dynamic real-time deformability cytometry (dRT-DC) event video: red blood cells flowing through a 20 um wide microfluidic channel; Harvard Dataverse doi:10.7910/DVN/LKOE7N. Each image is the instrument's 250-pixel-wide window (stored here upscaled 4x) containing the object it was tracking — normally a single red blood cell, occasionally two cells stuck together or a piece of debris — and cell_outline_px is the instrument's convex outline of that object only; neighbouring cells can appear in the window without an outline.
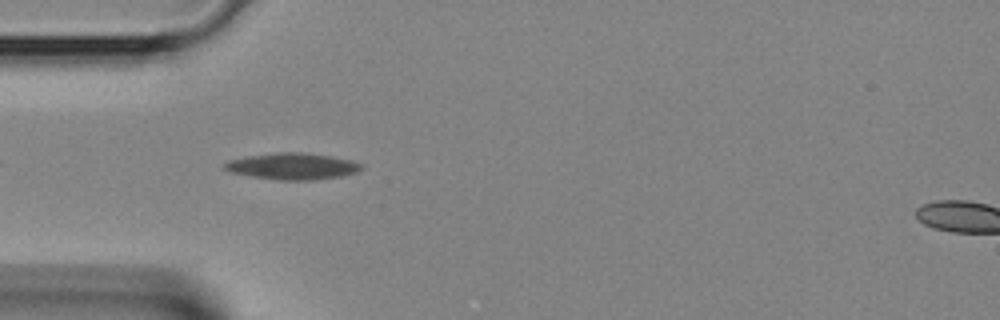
{"species": "Egyptian fruit bat (a non-hibernating species)", "species_latin": "Rousettus aegyptiacus", "temperature_condition": "room temperature", "stored_images_in_passage": 3, "camera_frame_rate_fps": 3000, "um_per_image_px": 0.085, "animal": {"sex": "female"}, "frame": {"image": 1, "passage_image": 3, "time_ms": 0.667, "image_size_px": [1000, 320], "cell_outline_px": [[364, 168], [356, 172], [340, 176], [312, 180], [280, 180], [252, 176], [232, 172], [220, 168], [220, 164], [228, 160], [248, 156], [280, 152], [300, 152], [328, 156], [352, 160], [364, 164]], "centroid_in_image_um": [24.83, 14.13], "position_along_channel_um": 60.2, "area_um2": 21.1}}